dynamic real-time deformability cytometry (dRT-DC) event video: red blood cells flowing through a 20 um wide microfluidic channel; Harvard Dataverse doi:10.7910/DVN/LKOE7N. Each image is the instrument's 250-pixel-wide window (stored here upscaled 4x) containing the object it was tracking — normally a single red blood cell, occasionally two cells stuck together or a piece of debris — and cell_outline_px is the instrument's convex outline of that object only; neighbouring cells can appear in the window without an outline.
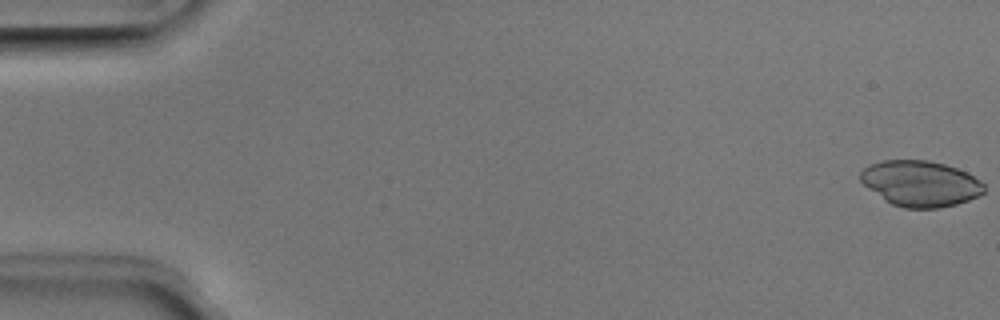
{"species": "Egyptian fruit bat (a non-hibernating species)", "species_latin": "Rousettus aegyptiacus", "temperature_condition": "room temperature", "stored_images_in_passage": 51, "camera_frame_rate_fps": 3000, "um_per_image_px": 0.085, "animal": {"sex": "male"}, "frame": {"image": 1, "passage_image": 1, "time_ms": 0.0, "image_size_px": [1000, 320], "cell_outline_px": [[984, 192], [968, 200], [956, 204], [940, 208], [904, 208], [892, 204], [884, 200], [864, 184], [860, 180], [860, 172], [864, 168], [872, 164], [884, 160], [928, 160], [944, 164], [968, 172], [980, 180], [984, 184]], "centroid_in_image_um": [78.25, 15.6], "position_along_channel_um": 6.8, "area_um2": 32.83}}